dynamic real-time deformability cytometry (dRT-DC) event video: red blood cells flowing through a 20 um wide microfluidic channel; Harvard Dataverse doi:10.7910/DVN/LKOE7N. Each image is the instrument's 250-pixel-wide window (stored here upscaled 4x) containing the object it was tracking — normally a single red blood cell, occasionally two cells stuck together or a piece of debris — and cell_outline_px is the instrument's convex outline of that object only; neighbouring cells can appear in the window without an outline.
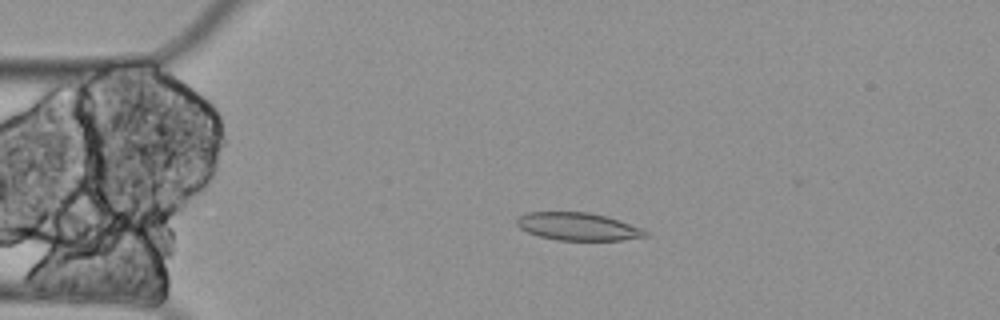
{"species": "Egyptian fruit bat (a non-hibernating species)", "species_latin": "Rousettus aegyptiacus", "temperature_condition": "cold", "stored_images_in_passage": 5, "camera_frame_rate_fps": 3000, "um_per_image_px": 0.085, "animal": {"sex": "female"}, "frame": {"image": 1, "passage_image": 4, "time_ms": 1.0, "image_size_px": [1000, 320], "cell_outline_px": [[648, 236], [620, 240], [556, 240], [540, 236], [528, 232], [520, 228], [516, 224], [516, 220], [520, 216], [528, 212], [588, 212], [604, 216], [640, 228], [648, 232]], "centroid_in_image_um": [49.08, 19.26], "position_along_channel_um": 35.9, "area_um2": 20.4}}